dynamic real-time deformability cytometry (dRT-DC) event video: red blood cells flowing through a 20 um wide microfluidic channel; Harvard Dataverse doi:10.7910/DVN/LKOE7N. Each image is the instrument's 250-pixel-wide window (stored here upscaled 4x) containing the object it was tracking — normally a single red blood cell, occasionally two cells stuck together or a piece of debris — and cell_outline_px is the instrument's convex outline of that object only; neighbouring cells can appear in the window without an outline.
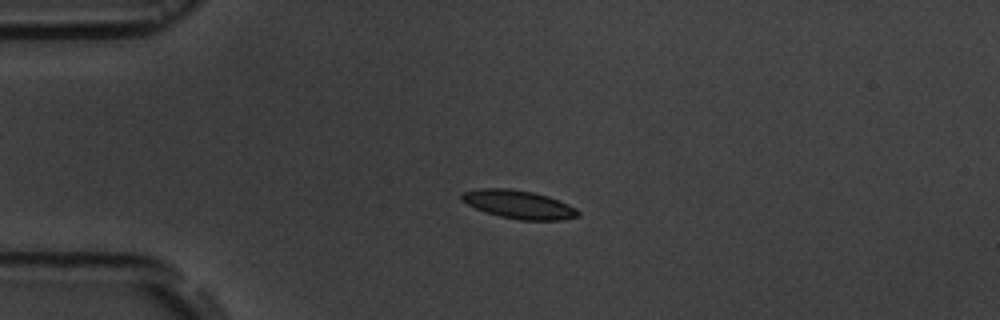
{"species": "common noctule bat (a hibernating species)", "species_latin": "Nyctalus noctula", "temperature_condition": "room temperature", "stored_images_in_passage": 7, "camera_frame_rate_fps": 3000, "um_per_image_px": 0.085, "animal": {"sex": "male", "body_mass_g": 19.5, "forearm_length_mm": 54.6}, "frame": {"image": 1, "passage_image": 5, "time_ms": 4.667, "image_size_px": [1000, 320], "cell_outline_px": [[580, 216], [564, 220], [520, 220], [500, 216], [476, 208], [460, 200], [460, 196], [464, 192], [480, 188], [508, 188], [532, 192], [548, 196], [568, 204], [576, 208], [580, 212]], "centroid_in_image_um": [44.12, 17.38], "position_along_channel_um": 40.9, "area_um2": 19.13}}
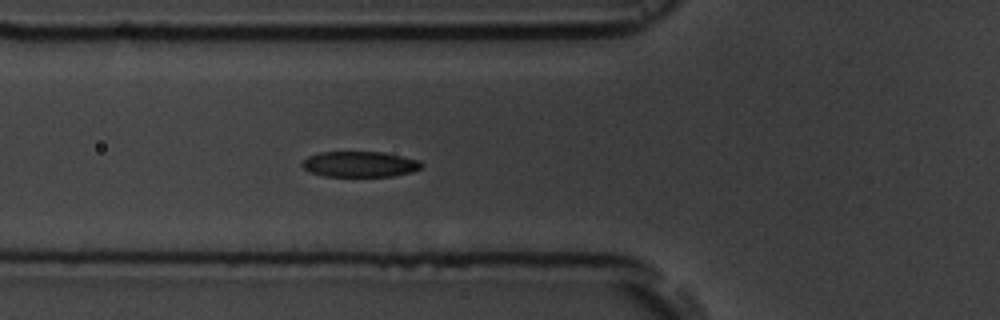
{"frame": {"image": 2, "passage_image": 7, "time_ms": 7.0, "image_size_px": [1000, 320], "cell_outline_px": [[424, 164], [420, 168], [412, 172], [392, 176], [324, 176], [312, 172], [304, 168], [300, 164], [308, 156], [320, 152], [384, 152], [420, 160]], "centroid_in_image_um": [30.61, 13.95], "position_along_channel_um": 95.2, "area_um2": 17.8}}